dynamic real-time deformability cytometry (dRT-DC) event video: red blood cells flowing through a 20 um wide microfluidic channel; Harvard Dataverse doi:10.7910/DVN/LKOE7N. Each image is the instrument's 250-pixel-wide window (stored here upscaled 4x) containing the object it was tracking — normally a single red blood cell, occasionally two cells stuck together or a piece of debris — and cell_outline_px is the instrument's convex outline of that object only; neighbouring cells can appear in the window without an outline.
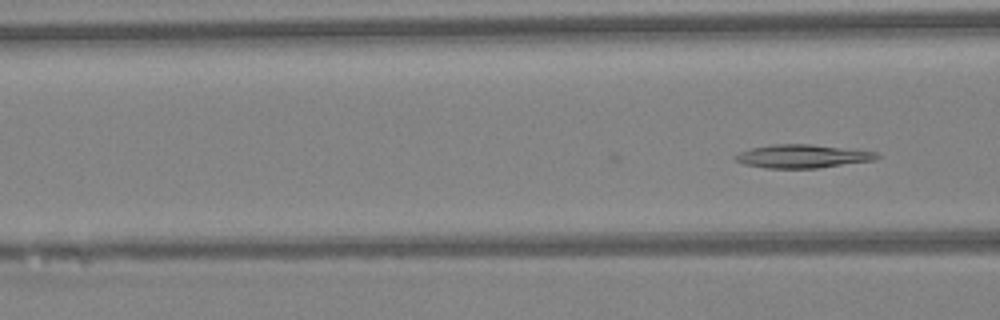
{"species": "Egyptian fruit bat (a non-hibernating species)", "species_latin": "Rousettus aegyptiacus", "temperature_condition": "warm", "stored_images_in_passage": 8, "camera_frame_rate_fps": 3000, "um_per_image_px": 0.085, "animal": {"sex": "female"}, "frame": {"image": 1, "passage_image": 8, "time_ms": 2.333, "image_size_px": [1000, 320], "cell_outline_px": [[880, 156], [876, 160], [820, 168], [768, 168], [744, 164], [736, 160], [732, 156], [740, 152], [752, 148], [772, 144], [808, 144], [876, 152]], "centroid_in_image_um": [68.2, 13.29], "position_along_channel_um": 98.4, "area_um2": 19.13}}